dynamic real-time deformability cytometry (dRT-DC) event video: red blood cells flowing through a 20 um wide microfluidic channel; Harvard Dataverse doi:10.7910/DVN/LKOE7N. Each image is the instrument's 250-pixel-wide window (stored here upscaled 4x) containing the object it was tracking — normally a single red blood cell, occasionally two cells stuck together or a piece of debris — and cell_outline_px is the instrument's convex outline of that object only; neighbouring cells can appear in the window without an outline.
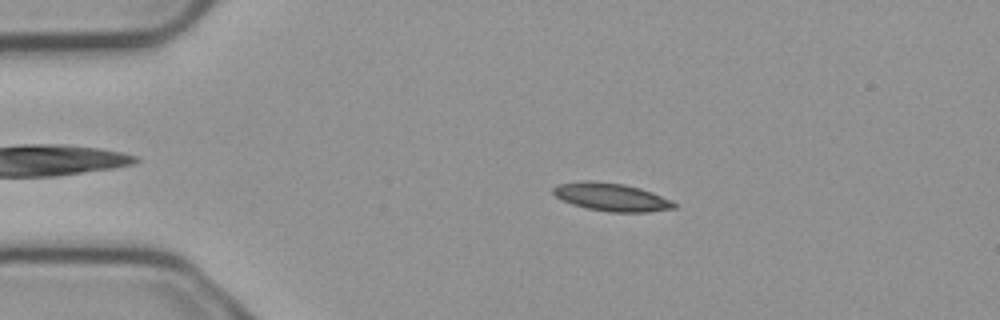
{"species": "common noctule bat (a hibernating species)", "species_latin": "Nyctalus noctula", "temperature_condition": "cold", "stored_images_in_passage": 5, "camera_frame_rate_fps": 3000, "um_per_image_px": 0.085, "animal": {"sex": "male", "body_mass_g": 23.1, "forearm_length_mm": 52.7}, "frame": {"image": 1, "passage_image": 2, "time_ms": 0.333, "image_size_px": [1000, 320], "cell_outline_px": [[676, 208], [648, 212], [612, 212], [584, 208], [560, 200], [552, 192], [552, 188], [560, 184], [584, 180], [588, 180], [624, 184], [640, 188], [652, 192], [672, 200], [676, 204]], "centroid_in_image_um": [51.96, 16.75], "position_along_channel_um": 33.0, "area_um2": 19.83}}
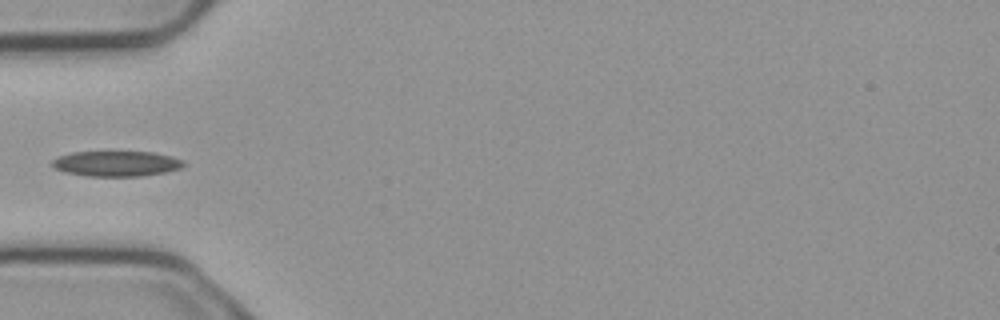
{"frame": {"image": 2, "passage_image": 4, "time_ms": 1.0, "image_size_px": [1000, 320], "cell_outline_px": [[184, 168], [168, 172], [140, 176], [88, 176], [64, 172], [56, 168], [52, 164], [52, 160], [60, 156], [72, 152], [152, 152], [172, 156], [184, 160]], "centroid_in_image_um": [9.96, 13.91], "position_along_channel_um": 75.0, "area_um2": 19.48}}
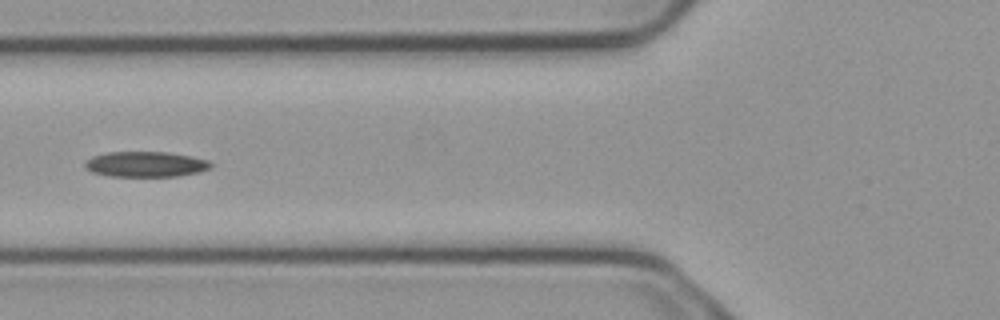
{"frame": {"image": 3, "passage_image": 5, "time_ms": 1.333, "image_size_px": [1000, 320], "cell_outline_px": [[212, 168], [200, 172], [176, 176], [108, 176], [92, 172], [84, 168], [84, 160], [92, 156], [108, 152], [168, 152], [208, 160], [212, 164]], "centroid_in_image_um": [12.34, 13.96], "position_along_channel_um": 113.5, "area_um2": 18.73}}